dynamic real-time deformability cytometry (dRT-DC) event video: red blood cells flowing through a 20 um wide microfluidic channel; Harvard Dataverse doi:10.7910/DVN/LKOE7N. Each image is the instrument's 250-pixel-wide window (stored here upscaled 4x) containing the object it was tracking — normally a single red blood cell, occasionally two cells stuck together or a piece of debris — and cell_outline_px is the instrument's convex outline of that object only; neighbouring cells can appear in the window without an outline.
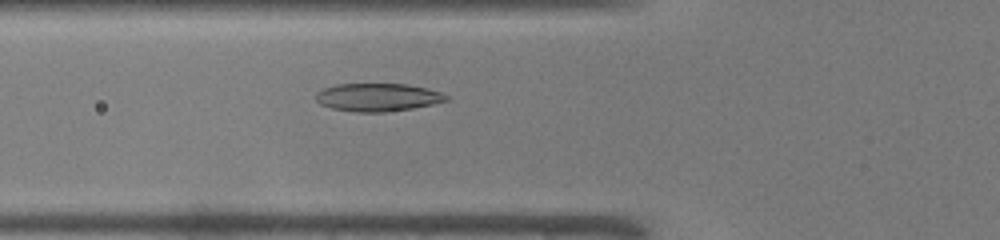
{"species": "common noctule bat (a hibernating species)", "species_latin": "Nyctalus noctula", "temperature_condition": "warm", "stored_images_in_passage": 45, "camera_frame_rate_fps": 3000, "um_per_image_px": 0.085, "animal": {"sex": "male", "body_mass_g": 19.0, "forearm_length_mm": 50.8}, "frame": {"image": 1, "passage_image": 14, "time_ms": 4.333, "image_size_px": [1000, 240], "cell_outline_px": [[452, 100], [412, 108], [384, 112], [356, 112], [332, 108], [320, 104], [316, 100], [316, 92], [324, 88], [336, 84], [408, 84], [440, 92], [448, 96]], "centroid_in_image_um": [32.11, 8.27], "position_along_channel_um": 93.7, "area_um2": 21.21}}
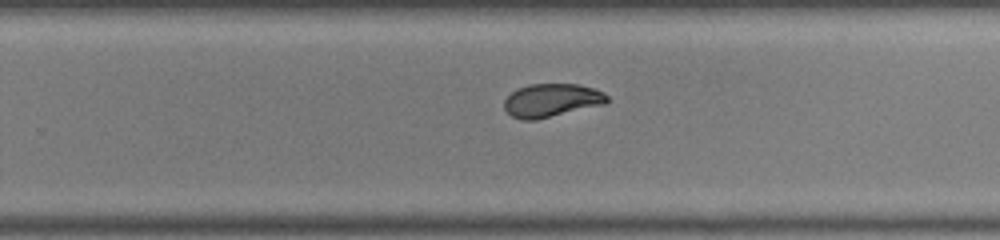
{"frame": {"image": 2, "passage_image": 28, "time_ms": 9.0, "image_size_px": [1000, 240], "cell_outline_px": [[608, 100], [604, 104], [536, 120], [520, 120], [512, 116], [504, 108], [504, 100], [516, 88], [528, 84], [576, 84], [592, 88], [604, 92], [608, 96]], "centroid_in_image_um": [46.86, 8.53], "position_along_channel_um": 282.9, "area_um2": 19.94}}
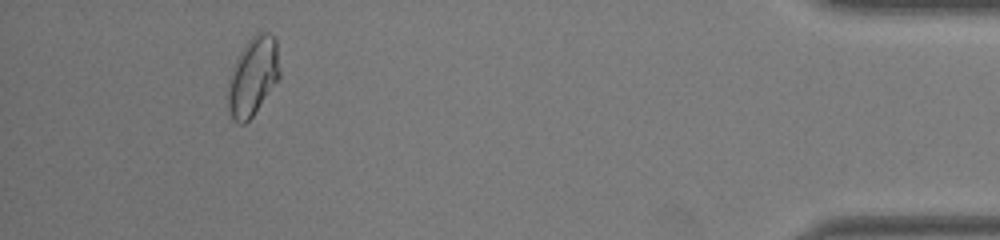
{"frame": {"image": 3, "passage_image": 42, "time_ms": 13.667, "image_size_px": [1000, 240], "cell_outline_px": [[280, 76], [252, 116], [244, 124], [240, 124], [232, 120], [228, 112], [228, 76], [240, 52], [248, 40], [252, 36], [260, 32], [268, 32], [276, 40], [280, 72]], "centroid_in_image_um": [21.47, 6.5], "position_along_channel_um": 413.7, "area_um2": 23.52}, "authors_computed_cell_mechanics": {"area_um2": 21.2126, "velocity_mm_per_s": 4.0597, "shape_relaxation_time_tau1_ms": null, "shape_relaxation_time_tau2_ms": 1.0105, "deformation_change_tau1": null, "deformation_change_tau2": 0.0373}}